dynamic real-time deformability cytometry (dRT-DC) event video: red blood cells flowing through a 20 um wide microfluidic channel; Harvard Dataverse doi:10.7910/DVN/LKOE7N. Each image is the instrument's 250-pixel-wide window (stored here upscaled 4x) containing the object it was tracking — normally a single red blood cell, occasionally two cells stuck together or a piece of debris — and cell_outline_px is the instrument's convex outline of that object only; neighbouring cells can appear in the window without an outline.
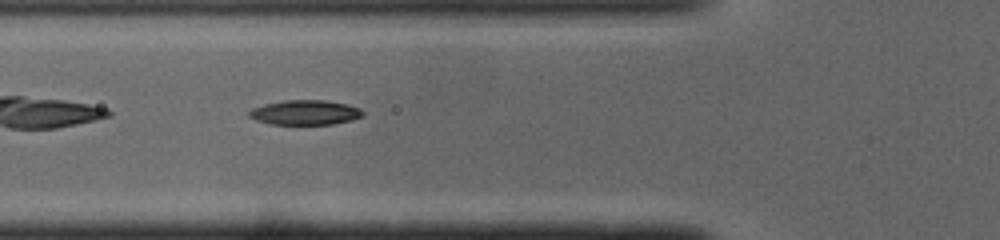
{"species": "common noctule bat (a hibernating species)", "species_latin": "Nyctalus noctula", "temperature_condition": "cold", "stored_images_in_passage": 30, "camera_frame_rate_fps": 3000, "um_per_image_px": 0.085, "animal": {"sex": "male", "body_mass_g": 19.0, "forearm_length_mm": 50.8}, "frame": {"image": 1, "passage_image": 3, "time_ms": 0.667, "image_size_px": [1000, 240], "cell_outline_px": [[364, 116], [352, 120], [332, 124], [272, 124], [256, 120], [248, 116], [248, 112], [252, 108], [264, 104], [284, 100], [324, 100], [348, 104], [360, 108], [364, 112]], "centroid_in_image_um": [25.95, 9.55], "position_along_channel_um": 99.8, "area_um2": 16.47}}
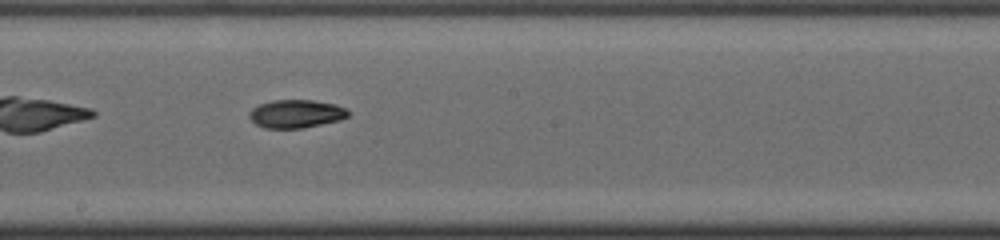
{"frame": {"image": 2, "passage_image": 12, "time_ms": 3.667, "image_size_px": [1000, 240], "cell_outline_px": [[348, 116], [340, 120], [300, 128], [264, 128], [256, 124], [248, 116], [248, 112], [252, 108], [260, 104], [272, 100], [312, 100], [336, 104], [344, 108], [348, 112]], "centroid_in_image_um": [25.13, 9.66], "position_along_channel_um": 223.1, "area_um2": 16.13}}
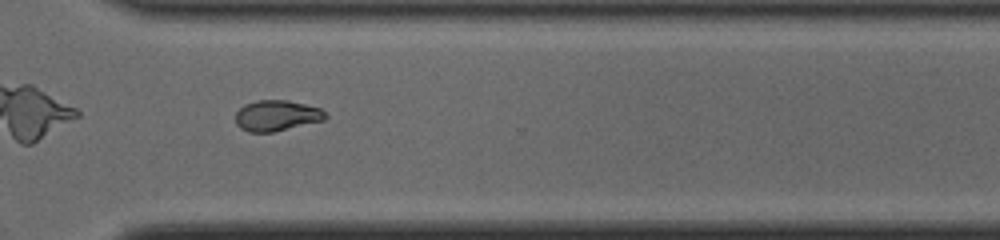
{"frame": {"image": 3, "passage_image": 21, "time_ms": 6.667, "image_size_px": [1000, 240], "cell_outline_px": [[328, 116], [324, 120], [272, 132], [248, 132], [240, 128], [236, 124], [236, 112], [244, 104], [256, 100], [288, 100], [320, 108]], "centroid_in_image_um": [23.49, 9.82], "position_along_channel_um": 347.1, "area_um2": 16.07}}